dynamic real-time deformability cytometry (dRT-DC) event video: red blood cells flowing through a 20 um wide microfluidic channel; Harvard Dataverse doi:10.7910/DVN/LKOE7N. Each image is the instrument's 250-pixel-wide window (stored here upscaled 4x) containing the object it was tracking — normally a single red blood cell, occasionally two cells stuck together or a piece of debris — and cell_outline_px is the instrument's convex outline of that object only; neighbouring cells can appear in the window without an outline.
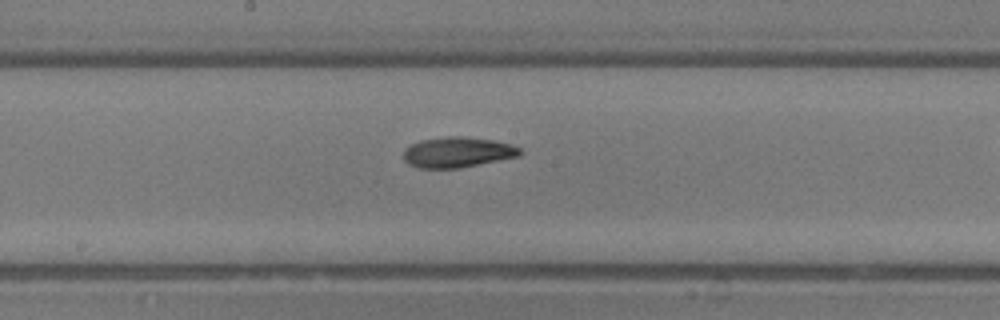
{"species": "common noctule bat (a hibernating species)", "species_latin": "Nyctalus noctula", "temperature_condition": "room temperature", "stored_images_in_passage": 24, "camera_frame_rate_fps": 3000, "um_per_image_px": 0.085, "animal": {"sex": "male", "body_mass_g": 13.3}, "frame": {"image": 1, "passage_image": 14, "time_ms": 4.333, "image_size_px": [1000, 320], "cell_outline_px": [[524, 152], [520, 156], [460, 168], [416, 168], [408, 164], [404, 160], [404, 148], [420, 140], [448, 136], [464, 136], [492, 140], [512, 144], [520, 148]], "centroid_in_image_um": [38.9, 12.94], "position_along_channel_um": 209.3, "area_um2": 20.87}}
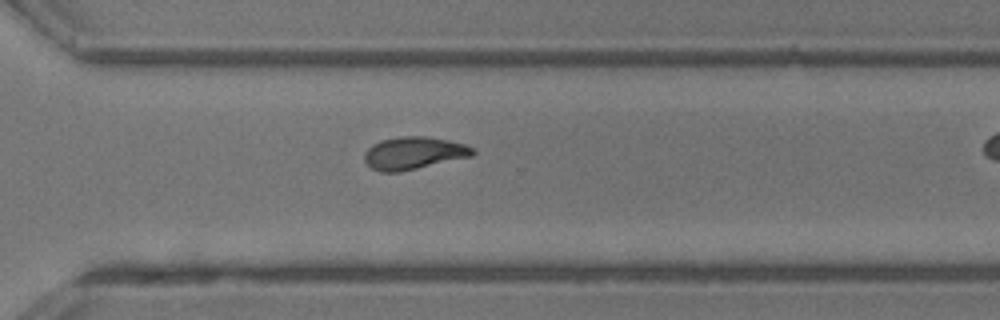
{"frame": {"image": 2, "passage_image": 21, "time_ms": 6.667, "image_size_px": [1000, 320], "cell_outline_px": [[476, 152], [472, 156], [400, 172], [380, 172], [372, 168], [364, 160], [364, 152], [372, 144], [380, 140], [400, 136], [424, 136], [448, 140], [464, 144], [472, 148]], "centroid_in_image_um": [35.14, 13.01], "position_along_channel_um": 335.5, "area_um2": 20.52}}